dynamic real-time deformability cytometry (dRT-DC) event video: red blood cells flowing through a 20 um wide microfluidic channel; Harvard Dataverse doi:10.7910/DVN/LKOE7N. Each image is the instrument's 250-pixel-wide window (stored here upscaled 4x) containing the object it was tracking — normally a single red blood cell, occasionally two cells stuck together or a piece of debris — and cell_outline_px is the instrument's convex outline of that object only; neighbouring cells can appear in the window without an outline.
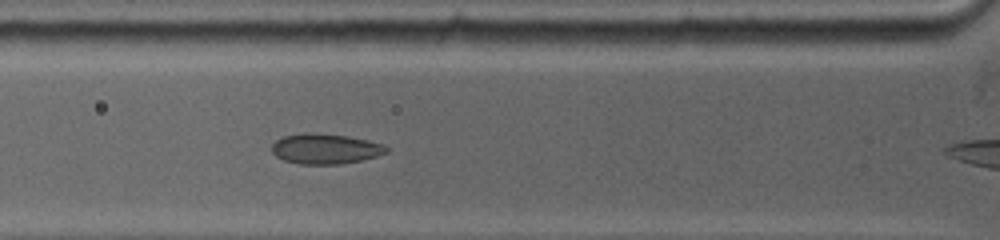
{"species": "common noctule bat (a hibernating species)", "species_latin": "Nyctalus noctula", "temperature_condition": "warm", "stored_images_in_passage": 7, "camera_frame_rate_fps": 5000, "um_per_image_px": 0.085, "animal": {"sex": "female", "body_mass_g": 19.0, "forearm_length_mm": 53.3}, "frame": {"image": 1, "passage_image": 6, "time_ms": 3.0, "image_size_px": [1000, 240], "cell_outline_px": [[388, 152], [376, 156], [360, 160], [340, 164], [300, 164], [284, 160], [276, 156], [272, 152], [272, 144], [276, 140], [284, 136], [344, 136], [364, 140], [380, 144], [388, 148]], "centroid_in_image_um": [27.65, 12.71], "position_along_channel_um": 98.2, "area_um2": 18.9}}